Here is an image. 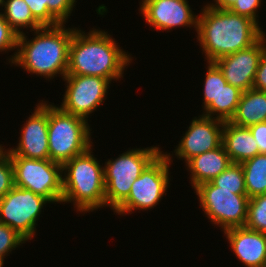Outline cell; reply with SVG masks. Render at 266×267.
Segmentation results:
<instances>
[{"instance_id": "cell-21", "label": "cell", "mask_w": 266, "mask_h": 267, "mask_svg": "<svg viewBox=\"0 0 266 267\" xmlns=\"http://www.w3.org/2000/svg\"><path fill=\"white\" fill-rule=\"evenodd\" d=\"M242 92L239 88L227 83L218 94V104H209L202 110V115L229 122L235 115Z\"/></svg>"}, {"instance_id": "cell-37", "label": "cell", "mask_w": 266, "mask_h": 267, "mask_svg": "<svg viewBox=\"0 0 266 267\" xmlns=\"http://www.w3.org/2000/svg\"><path fill=\"white\" fill-rule=\"evenodd\" d=\"M3 147H5V146H2V144L0 145V151L3 149Z\"/></svg>"}, {"instance_id": "cell-5", "label": "cell", "mask_w": 266, "mask_h": 267, "mask_svg": "<svg viewBox=\"0 0 266 267\" xmlns=\"http://www.w3.org/2000/svg\"><path fill=\"white\" fill-rule=\"evenodd\" d=\"M48 103L49 160L64 164L86 152L93 142L88 121Z\"/></svg>"}, {"instance_id": "cell-14", "label": "cell", "mask_w": 266, "mask_h": 267, "mask_svg": "<svg viewBox=\"0 0 266 267\" xmlns=\"http://www.w3.org/2000/svg\"><path fill=\"white\" fill-rule=\"evenodd\" d=\"M188 0H141L139 13L148 26L170 32L172 29L193 27L197 31L198 15Z\"/></svg>"}, {"instance_id": "cell-33", "label": "cell", "mask_w": 266, "mask_h": 267, "mask_svg": "<svg viewBox=\"0 0 266 267\" xmlns=\"http://www.w3.org/2000/svg\"><path fill=\"white\" fill-rule=\"evenodd\" d=\"M259 148V153L266 154V121L249 126Z\"/></svg>"}, {"instance_id": "cell-28", "label": "cell", "mask_w": 266, "mask_h": 267, "mask_svg": "<svg viewBox=\"0 0 266 267\" xmlns=\"http://www.w3.org/2000/svg\"><path fill=\"white\" fill-rule=\"evenodd\" d=\"M14 187V168L10 156L0 151V199Z\"/></svg>"}, {"instance_id": "cell-16", "label": "cell", "mask_w": 266, "mask_h": 267, "mask_svg": "<svg viewBox=\"0 0 266 267\" xmlns=\"http://www.w3.org/2000/svg\"><path fill=\"white\" fill-rule=\"evenodd\" d=\"M231 251L245 267H262L266 256V233L245 226L224 231Z\"/></svg>"}, {"instance_id": "cell-27", "label": "cell", "mask_w": 266, "mask_h": 267, "mask_svg": "<svg viewBox=\"0 0 266 267\" xmlns=\"http://www.w3.org/2000/svg\"><path fill=\"white\" fill-rule=\"evenodd\" d=\"M19 34L8 24L0 12V52L14 51V55L7 58L11 64L16 56Z\"/></svg>"}, {"instance_id": "cell-3", "label": "cell", "mask_w": 266, "mask_h": 267, "mask_svg": "<svg viewBox=\"0 0 266 267\" xmlns=\"http://www.w3.org/2000/svg\"><path fill=\"white\" fill-rule=\"evenodd\" d=\"M65 24L42 26L34 30L32 39L25 33L18 37L16 56L11 66H19L29 74L46 80L65 77L69 63V47L74 33Z\"/></svg>"}, {"instance_id": "cell-17", "label": "cell", "mask_w": 266, "mask_h": 267, "mask_svg": "<svg viewBox=\"0 0 266 267\" xmlns=\"http://www.w3.org/2000/svg\"><path fill=\"white\" fill-rule=\"evenodd\" d=\"M231 160L223 145L218 148L197 155L190 159L186 164V170L191 173L189 182L192 188L212 181L222 173L230 164Z\"/></svg>"}, {"instance_id": "cell-32", "label": "cell", "mask_w": 266, "mask_h": 267, "mask_svg": "<svg viewBox=\"0 0 266 267\" xmlns=\"http://www.w3.org/2000/svg\"><path fill=\"white\" fill-rule=\"evenodd\" d=\"M253 88L266 92V46L264 47L263 53L259 61Z\"/></svg>"}, {"instance_id": "cell-24", "label": "cell", "mask_w": 266, "mask_h": 267, "mask_svg": "<svg viewBox=\"0 0 266 267\" xmlns=\"http://www.w3.org/2000/svg\"><path fill=\"white\" fill-rule=\"evenodd\" d=\"M210 182L221 189L236 190V194H247L243 167L239 163H231Z\"/></svg>"}, {"instance_id": "cell-29", "label": "cell", "mask_w": 266, "mask_h": 267, "mask_svg": "<svg viewBox=\"0 0 266 267\" xmlns=\"http://www.w3.org/2000/svg\"><path fill=\"white\" fill-rule=\"evenodd\" d=\"M49 13L60 23L66 24L73 9L76 6V0H46Z\"/></svg>"}, {"instance_id": "cell-34", "label": "cell", "mask_w": 266, "mask_h": 267, "mask_svg": "<svg viewBox=\"0 0 266 267\" xmlns=\"http://www.w3.org/2000/svg\"><path fill=\"white\" fill-rule=\"evenodd\" d=\"M236 0H213V3H207L209 6L219 10H229Z\"/></svg>"}, {"instance_id": "cell-6", "label": "cell", "mask_w": 266, "mask_h": 267, "mask_svg": "<svg viewBox=\"0 0 266 267\" xmlns=\"http://www.w3.org/2000/svg\"><path fill=\"white\" fill-rule=\"evenodd\" d=\"M161 152L158 146L133 148L104 164L106 207L115 210L130 194L132 183Z\"/></svg>"}, {"instance_id": "cell-12", "label": "cell", "mask_w": 266, "mask_h": 267, "mask_svg": "<svg viewBox=\"0 0 266 267\" xmlns=\"http://www.w3.org/2000/svg\"><path fill=\"white\" fill-rule=\"evenodd\" d=\"M224 123L221 120L199 115L194 117L187 127L184 136H181L179 144L174 149L175 154L165 153L169 162L173 163V155L178 160H184L187 163L193 157L212 151L222 145V133Z\"/></svg>"}, {"instance_id": "cell-26", "label": "cell", "mask_w": 266, "mask_h": 267, "mask_svg": "<svg viewBox=\"0 0 266 267\" xmlns=\"http://www.w3.org/2000/svg\"><path fill=\"white\" fill-rule=\"evenodd\" d=\"M27 241L20 236L14 229L6 224L0 223V261L4 263L6 257L17 247Z\"/></svg>"}, {"instance_id": "cell-8", "label": "cell", "mask_w": 266, "mask_h": 267, "mask_svg": "<svg viewBox=\"0 0 266 267\" xmlns=\"http://www.w3.org/2000/svg\"><path fill=\"white\" fill-rule=\"evenodd\" d=\"M194 190L199 206L214 227L217 225L224 232L245 226L249 202L247 194H236V190L221 189L211 182L203 183Z\"/></svg>"}, {"instance_id": "cell-7", "label": "cell", "mask_w": 266, "mask_h": 267, "mask_svg": "<svg viewBox=\"0 0 266 267\" xmlns=\"http://www.w3.org/2000/svg\"><path fill=\"white\" fill-rule=\"evenodd\" d=\"M170 166L167 156L161 151L132 183L130 194L113 211L114 214L125 216L136 210L148 211L156 207L170 186Z\"/></svg>"}, {"instance_id": "cell-30", "label": "cell", "mask_w": 266, "mask_h": 267, "mask_svg": "<svg viewBox=\"0 0 266 267\" xmlns=\"http://www.w3.org/2000/svg\"><path fill=\"white\" fill-rule=\"evenodd\" d=\"M29 6L33 17L42 26H56L60 24L48 11L46 0H24Z\"/></svg>"}, {"instance_id": "cell-31", "label": "cell", "mask_w": 266, "mask_h": 267, "mask_svg": "<svg viewBox=\"0 0 266 267\" xmlns=\"http://www.w3.org/2000/svg\"><path fill=\"white\" fill-rule=\"evenodd\" d=\"M263 0H236L235 4L229 9V11L247 16L254 20L258 25L259 19H258V9L261 7V2Z\"/></svg>"}, {"instance_id": "cell-22", "label": "cell", "mask_w": 266, "mask_h": 267, "mask_svg": "<svg viewBox=\"0 0 266 267\" xmlns=\"http://www.w3.org/2000/svg\"><path fill=\"white\" fill-rule=\"evenodd\" d=\"M241 165L247 196L252 198L266 194V154L259 153L255 157L244 161Z\"/></svg>"}, {"instance_id": "cell-23", "label": "cell", "mask_w": 266, "mask_h": 267, "mask_svg": "<svg viewBox=\"0 0 266 267\" xmlns=\"http://www.w3.org/2000/svg\"><path fill=\"white\" fill-rule=\"evenodd\" d=\"M207 70L204 79L203 90V110L209 104H218V94L221 89L227 84L223 72L215 63L206 62Z\"/></svg>"}, {"instance_id": "cell-1", "label": "cell", "mask_w": 266, "mask_h": 267, "mask_svg": "<svg viewBox=\"0 0 266 267\" xmlns=\"http://www.w3.org/2000/svg\"><path fill=\"white\" fill-rule=\"evenodd\" d=\"M197 42L207 62L231 55L255 44L263 28L247 16L219 10L206 4L198 15Z\"/></svg>"}, {"instance_id": "cell-20", "label": "cell", "mask_w": 266, "mask_h": 267, "mask_svg": "<svg viewBox=\"0 0 266 267\" xmlns=\"http://www.w3.org/2000/svg\"><path fill=\"white\" fill-rule=\"evenodd\" d=\"M2 10L5 20L19 35L24 33L25 28L33 33L34 30L42 27L33 17L24 0H4Z\"/></svg>"}, {"instance_id": "cell-18", "label": "cell", "mask_w": 266, "mask_h": 267, "mask_svg": "<svg viewBox=\"0 0 266 267\" xmlns=\"http://www.w3.org/2000/svg\"><path fill=\"white\" fill-rule=\"evenodd\" d=\"M222 145L232 163H243L259 154V148L249 127L224 123Z\"/></svg>"}, {"instance_id": "cell-4", "label": "cell", "mask_w": 266, "mask_h": 267, "mask_svg": "<svg viewBox=\"0 0 266 267\" xmlns=\"http://www.w3.org/2000/svg\"><path fill=\"white\" fill-rule=\"evenodd\" d=\"M93 153L91 146L62 165L61 203H73L74 211L83 215L106 207L104 166Z\"/></svg>"}, {"instance_id": "cell-9", "label": "cell", "mask_w": 266, "mask_h": 267, "mask_svg": "<svg viewBox=\"0 0 266 267\" xmlns=\"http://www.w3.org/2000/svg\"><path fill=\"white\" fill-rule=\"evenodd\" d=\"M14 168V186L31 190L61 204L63 194L62 164L51 160L10 156Z\"/></svg>"}, {"instance_id": "cell-13", "label": "cell", "mask_w": 266, "mask_h": 267, "mask_svg": "<svg viewBox=\"0 0 266 267\" xmlns=\"http://www.w3.org/2000/svg\"><path fill=\"white\" fill-rule=\"evenodd\" d=\"M48 102L40 100L34 112L24 122L15 147L3 148L9 156L49 160Z\"/></svg>"}, {"instance_id": "cell-15", "label": "cell", "mask_w": 266, "mask_h": 267, "mask_svg": "<svg viewBox=\"0 0 266 267\" xmlns=\"http://www.w3.org/2000/svg\"><path fill=\"white\" fill-rule=\"evenodd\" d=\"M265 46L266 34L251 47L222 57L214 63L223 72L228 84L244 92L253 88L256 71Z\"/></svg>"}, {"instance_id": "cell-10", "label": "cell", "mask_w": 266, "mask_h": 267, "mask_svg": "<svg viewBox=\"0 0 266 267\" xmlns=\"http://www.w3.org/2000/svg\"><path fill=\"white\" fill-rule=\"evenodd\" d=\"M51 202L41 195L14 186L0 199V223L14 229L27 242L36 235L42 209Z\"/></svg>"}, {"instance_id": "cell-38", "label": "cell", "mask_w": 266, "mask_h": 267, "mask_svg": "<svg viewBox=\"0 0 266 267\" xmlns=\"http://www.w3.org/2000/svg\"><path fill=\"white\" fill-rule=\"evenodd\" d=\"M3 265H4V263H2V262L0 261V267H3Z\"/></svg>"}, {"instance_id": "cell-25", "label": "cell", "mask_w": 266, "mask_h": 267, "mask_svg": "<svg viewBox=\"0 0 266 267\" xmlns=\"http://www.w3.org/2000/svg\"><path fill=\"white\" fill-rule=\"evenodd\" d=\"M245 227L266 233V194L249 198Z\"/></svg>"}, {"instance_id": "cell-35", "label": "cell", "mask_w": 266, "mask_h": 267, "mask_svg": "<svg viewBox=\"0 0 266 267\" xmlns=\"http://www.w3.org/2000/svg\"><path fill=\"white\" fill-rule=\"evenodd\" d=\"M3 3H4V0H0V7H1L0 11H2Z\"/></svg>"}, {"instance_id": "cell-2", "label": "cell", "mask_w": 266, "mask_h": 267, "mask_svg": "<svg viewBox=\"0 0 266 267\" xmlns=\"http://www.w3.org/2000/svg\"><path fill=\"white\" fill-rule=\"evenodd\" d=\"M112 37L108 31L100 28H92L86 33L75 27L66 75L98 76L110 82L121 80L133 57Z\"/></svg>"}, {"instance_id": "cell-36", "label": "cell", "mask_w": 266, "mask_h": 267, "mask_svg": "<svg viewBox=\"0 0 266 267\" xmlns=\"http://www.w3.org/2000/svg\"><path fill=\"white\" fill-rule=\"evenodd\" d=\"M262 267H266V256Z\"/></svg>"}, {"instance_id": "cell-11", "label": "cell", "mask_w": 266, "mask_h": 267, "mask_svg": "<svg viewBox=\"0 0 266 267\" xmlns=\"http://www.w3.org/2000/svg\"><path fill=\"white\" fill-rule=\"evenodd\" d=\"M65 93L59 106L63 111L89 120L107 98L110 81L98 76L65 75Z\"/></svg>"}, {"instance_id": "cell-19", "label": "cell", "mask_w": 266, "mask_h": 267, "mask_svg": "<svg viewBox=\"0 0 266 267\" xmlns=\"http://www.w3.org/2000/svg\"><path fill=\"white\" fill-rule=\"evenodd\" d=\"M266 121V92L254 88L242 92L232 124L249 127Z\"/></svg>"}]
</instances>
